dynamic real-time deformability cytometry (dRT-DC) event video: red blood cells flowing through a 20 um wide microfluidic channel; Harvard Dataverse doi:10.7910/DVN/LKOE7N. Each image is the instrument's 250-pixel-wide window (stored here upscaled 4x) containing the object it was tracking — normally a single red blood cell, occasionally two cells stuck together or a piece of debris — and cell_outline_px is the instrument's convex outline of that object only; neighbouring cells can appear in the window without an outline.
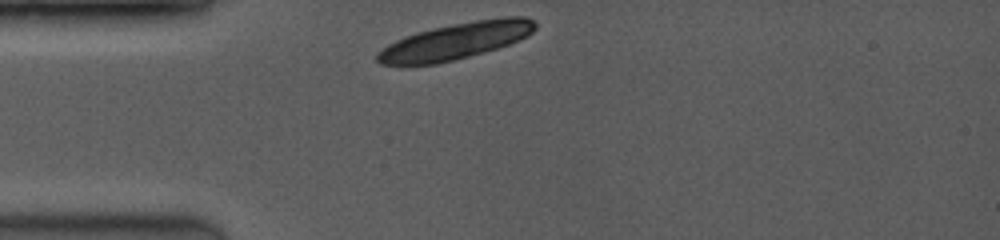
{"species": "common noctule bat (a hibernating species)", "species_latin": "Nyctalus noctula", "temperature_condition": "room temperature", "stored_images_in_passage": 2, "camera_frame_rate_fps": 3500, "um_per_image_px": 0.085, "animal": {"sex": "female", "body_mass_g": 19.0, "forearm_length_mm": 53.3}, "frame": {"image": 1, "passage_image": 1, "time_ms": 0.0, "image_size_px": [1000, 240], "cell_outline_px": [[536, 28], [532, 32], [508, 44], [496, 48], [468, 56], [436, 64], [380, 64], [376, 60], [376, 52], [388, 44], [396, 40], [416, 32], [452, 24], [476, 20], [504, 16], [524, 16], [532, 20], [536, 24]], "centroid_in_image_um": [38.7, 3.47], "position_along_channel_um": 46.3, "area_um2": 33.0}}